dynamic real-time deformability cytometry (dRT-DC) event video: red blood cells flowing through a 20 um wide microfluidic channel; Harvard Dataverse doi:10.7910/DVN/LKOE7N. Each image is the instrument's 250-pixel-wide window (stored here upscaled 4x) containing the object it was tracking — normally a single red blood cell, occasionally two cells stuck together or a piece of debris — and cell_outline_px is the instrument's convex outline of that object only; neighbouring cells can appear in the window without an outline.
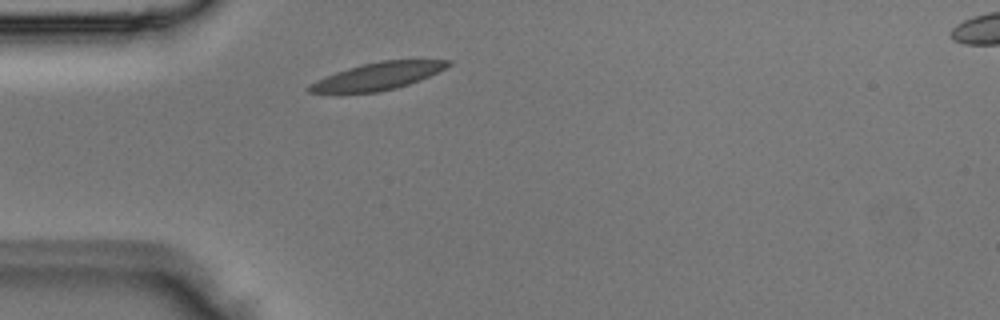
{"species": "Egyptian fruit bat (a non-hibernating species)", "species_latin": "Rousettus aegyptiacus", "temperature_condition": "room temperature", "stored_images_in_passage": 2, "segment_of_instrument_passage": [1, 2], "camera_frame_rate_fps": 3000, "um_per_image_px": 0.085, "animal": {"sex": "male"}, "frame": {"image": 1, "passage_image": 1, "time_ms": 0.0, "image_size_px": [1000, 320], "cell_outline_px": [[452, 64], [420, 80], [396, 88], [376, 92], [308, 92], [308, 88], [316, 80], [336, 72], [360, 64], [380, 60], [452, 60]], "centroid_in_image_um": [32.14, 6.45], "position_along_channel_um": 52.9, "area_um2": 21.62}}